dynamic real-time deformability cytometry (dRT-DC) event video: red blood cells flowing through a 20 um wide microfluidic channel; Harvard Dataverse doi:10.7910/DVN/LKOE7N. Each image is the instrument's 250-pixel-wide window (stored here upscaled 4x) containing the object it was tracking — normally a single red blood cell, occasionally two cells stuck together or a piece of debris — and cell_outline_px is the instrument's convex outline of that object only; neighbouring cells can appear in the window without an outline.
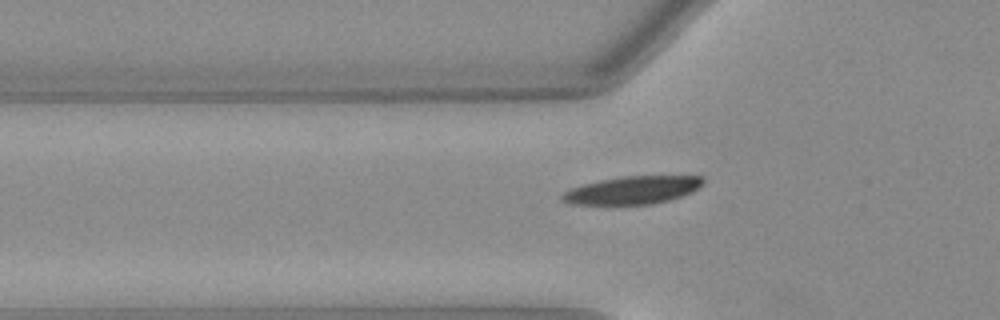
{"species": "Egyptian fruit bat (a non-hibernating species)", "species_latin": "Rousettus aegyptiacus", "temperature_condition": "warm", "stored_images_in_passage": 40, "camera_frame_rate_fps": 3000, "um_per_image_px": 0.085, "animal": {"sex": "female"}, "frame": {"image": 1, "passage_image": 6, "time_ms": 1.667, "image_size_px": [1000, 320], "cell_outline_px": [[704, 180], [692, 192], [668, 200], [652, 204], [572, 204], [560, 200], [560, 196], [564, 192], [572, 188], [584, 184], [600, 180], [624, 176], [704, 176]], "centroid_in_image_um": [53.73, 16.16], "position_along_channel_um": 72.1, "area_um2": 22.54}}
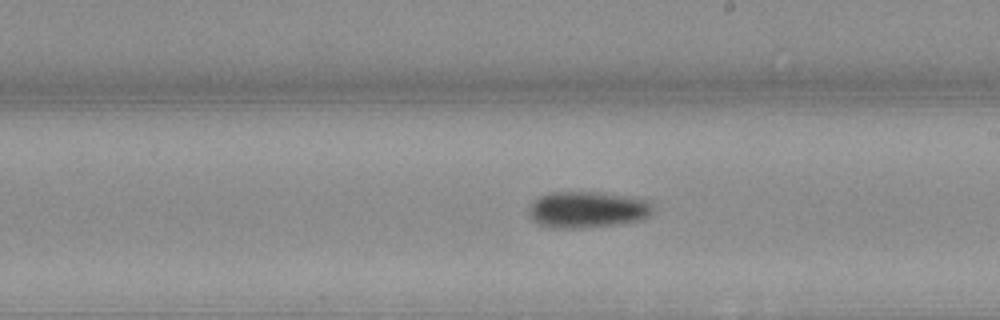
{"frame": {"image": 2, "passage_image": 19, "time_ms": 6.0, "image_size_px": [1000, 320], "cell_outline_px": [[652, 212], [648, 216], [640, 220], [588, 228], [552, 228], [540, 224], [532, 220], [528, 212], [532, 204], [540, 196], [552, 192], [592, 192], [648, 200], [652, 208]], "centroid_in_image_um": [49.89, 17.84], "position_along_channel_um": 239.1, "area_um2": 25.84}}
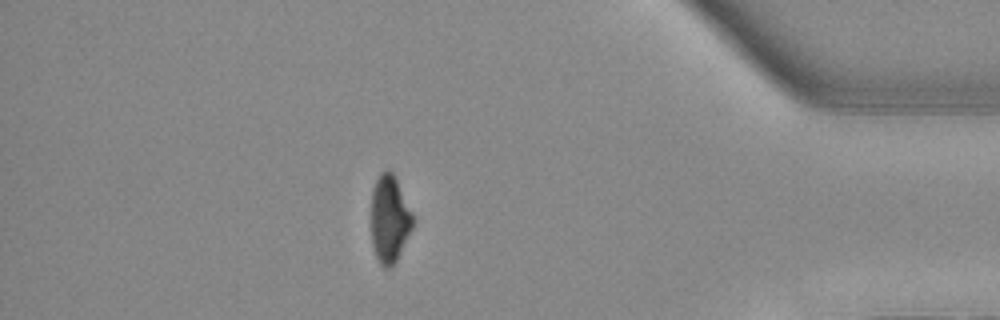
{"frame": {"image": 3, "passage_image": 34, "time_ms": 11.0, "image_size_px": [1000, 320], "cell_outline_px": [[412, 228], [392, 268], [384, 268], [380, 264], [376, 256], [372, 244], [372, 188], [380, 172], [384, 168], [388, 168], [392, 172], [412, 212]], "centroid_in_image_um": [33.09, 18.6], "position_along_channel_um": 402.1, "area_um2": 20.92}, "authors_computed_cell_mechanics": {"area_um2": 23.6402, "velocity_mm_per_s": 3.9658, "shape_relaxation_time_tau1_ms": 5.6984, "shape_relaxation_time_tau2_ms": null, "deformation_change_tau1": 0.2056, "deformation_change_tau2": null}}